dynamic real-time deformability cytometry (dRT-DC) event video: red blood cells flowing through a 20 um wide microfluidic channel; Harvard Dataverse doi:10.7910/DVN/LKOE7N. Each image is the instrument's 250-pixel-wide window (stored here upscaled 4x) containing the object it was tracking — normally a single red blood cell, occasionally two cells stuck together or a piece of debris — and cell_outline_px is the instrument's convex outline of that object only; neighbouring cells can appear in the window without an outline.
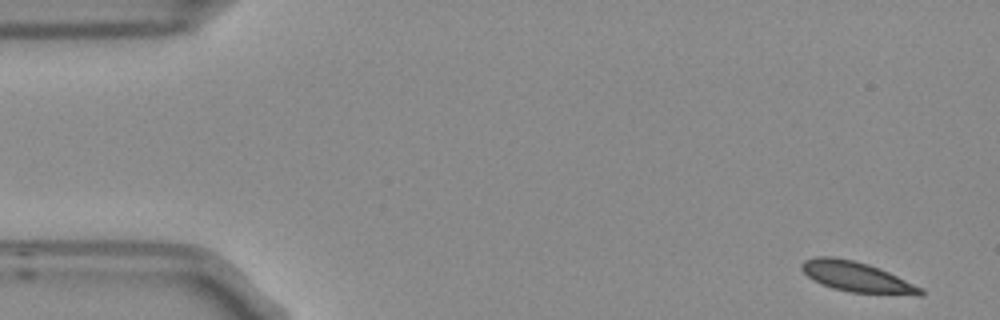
{"species": "Egyptian fruit bat (a non-hibernating species)", "species_latin": "Rousettus aegyptiacus", "temperature_condition": "room temperature", "stored_images_in_passage": 5, "camera_frame_rate_fps": 3000, "um_per_image_px": 0.085, "frame": {"image": 1, "passage_image": 1, "time_ms": 0.0, "image_size_px": [1000, 320], "cell_outline_px": [[924, 292], [920, 296], [848, 292], [832, 288], [820, 284], [812, 280], [800, 268], [800, 264], [804, 260], [816, 256], [832, 256], [852, 260], [868, 264], [888, 272], [924, 288]], "centroid_in_image_um": [72.82, 23.55], "position_along_channel_um": 12.2, "area_um2": 21.15}}
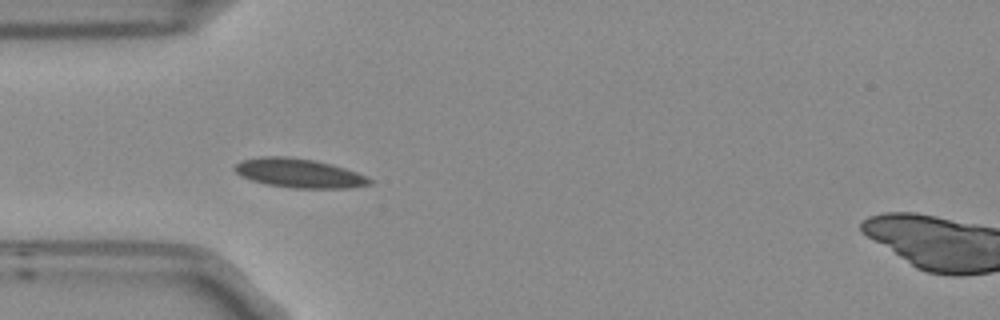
{"frame": {"image": 2, "passage_image": 4, "time_ms": 1.0, "image_size_px": [1000, 320], "cell_outline_px": [[372, 184], [352, 188], [292, 188], [268, 184], [252, 180], [240, 176], [232, 168], [236, 164], [244, 160], [264, 156], [284, 156], [312, 160], [344, 168], [368, 176], [372, 180]], "centroid_in_image_um": [25.44, 14.73], "position_along_channel_um": 59.6, "area_um2": 22.66}}